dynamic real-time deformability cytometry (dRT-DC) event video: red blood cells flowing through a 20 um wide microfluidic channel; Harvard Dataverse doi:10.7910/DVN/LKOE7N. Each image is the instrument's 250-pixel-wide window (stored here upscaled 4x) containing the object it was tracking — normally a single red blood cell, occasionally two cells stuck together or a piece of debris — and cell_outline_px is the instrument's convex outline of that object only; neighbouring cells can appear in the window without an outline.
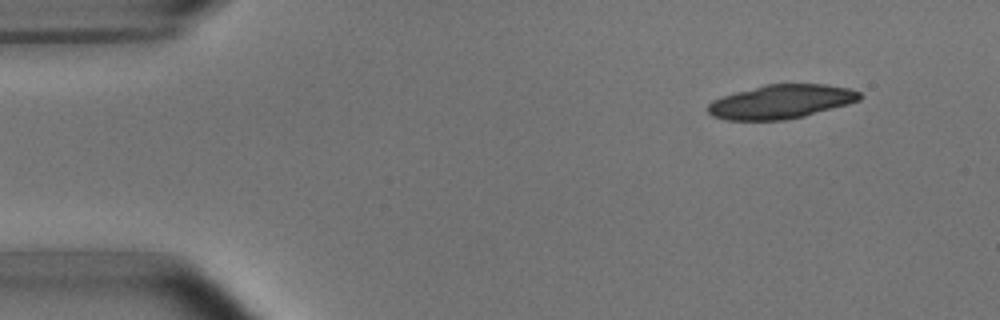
{"species": "common noctule bat (a hibernating species)", "species_latin": "Nyctalus noctula", "temperature_condition": "room temperature", "stored_images_in_passage": 3, "camera_frame_rate_fps": 3000, "um_per_image_px": 0.085, "animal": {"sex": "male", "body_mass_g": 15.6}, "frame": {"image": 1, "passage_image": 1, "time_ms": 0.0, "image_size_px": [1000, 320], "cell_outline_px": [[860, 100], [848, 104], [804, 116], [784, 120], [728, 120], [712, 116], [708, 112], [708, 104], [712, 100], [736, 92], [764, 84], [828, 84], [848, 88], [860, 92]], "centroid_in_image_um": [66.39, 8.64], "position_along_channel_um": 18.6, "area_um2": 29.88}}